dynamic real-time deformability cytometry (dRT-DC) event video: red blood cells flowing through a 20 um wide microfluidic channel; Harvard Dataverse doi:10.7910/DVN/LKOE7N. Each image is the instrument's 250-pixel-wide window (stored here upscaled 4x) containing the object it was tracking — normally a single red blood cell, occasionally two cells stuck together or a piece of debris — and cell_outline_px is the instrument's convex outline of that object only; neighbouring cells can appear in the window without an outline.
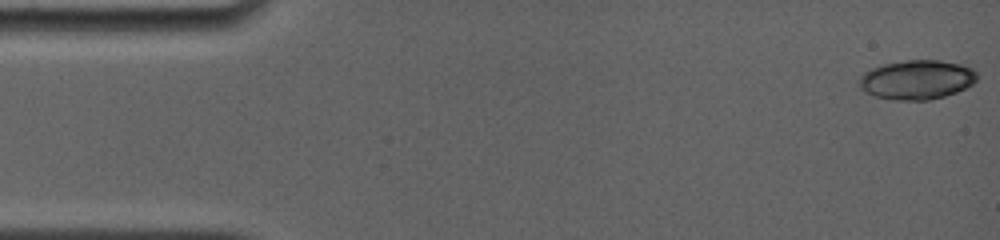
{"species": "common noctule bat (a hibernating species)", "species_latin": "Nyctalus noctula", "temperature_condition": "room temperature", "stored_images_in_passage": 17, "camera_frame_rate_fps": 4000, "um_per_image_px": 0.085, "animal": {"sex": "female", "body_mass_g": 19.0, "forearm_length_mm": 56.7}, "frame": {"image": 1, "passage_image": 1, "time_ms": 0.0, "image_size_px": [1000, 240], "cell_outline_px": [[976, 80], [972, 84], [956, 92], [944, 96], [928, 100], [892, 100], [876, 96], [860, 88], [860, 76], [864, 72], [872, 68], [884, 64], [908, 60], [940, 60], [960, 64], [972, 68], [976, 72]], "centroid_in_image_um": [77.94, 6.77], "position_along_channel_um": 7.1, "area_um2": 26.76}}